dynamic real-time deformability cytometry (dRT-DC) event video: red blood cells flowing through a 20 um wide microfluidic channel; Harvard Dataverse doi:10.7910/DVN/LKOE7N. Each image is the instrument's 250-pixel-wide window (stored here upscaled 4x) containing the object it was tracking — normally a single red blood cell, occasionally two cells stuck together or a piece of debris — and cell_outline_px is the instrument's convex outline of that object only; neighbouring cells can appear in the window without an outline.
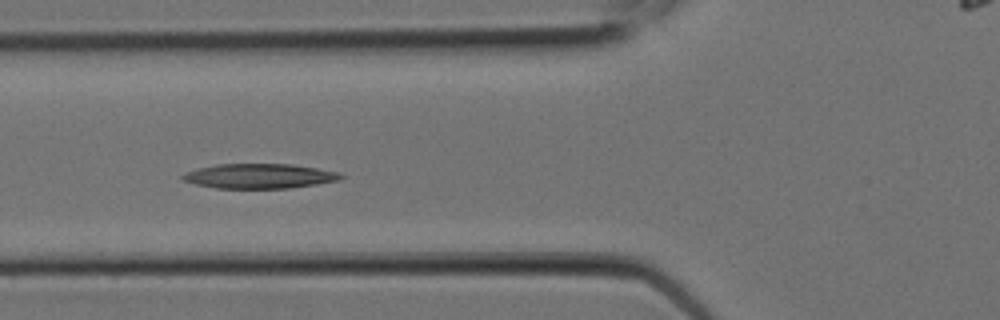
{"species": "Egyptian fruit bat (a non-hibernating species)", "species_latin": "Rousettus aegyptiacus", "temperature_condition": "room temperature", "stored_images_in_passage": 4, "camera_frame_rate_fps": 3000, "um_per_image_px": 0.085, "animal": {"sex": "female"}, "frame": {"image": 1, "passage_image": 3, "time_ms": 0.667, "image_size_px": [1000, 320], "cell_outline_px": [[344, 176], [340, 180], [316, 184], [288, 188], [216, 188], [196, 184], [184, 180], [180, 176], [196, 168], [216, 164], [292, 164], [340, 172]], "centroid_in_image_um": [22.06, 14.96], "position_along_channel_um": 103.7, "area_um2": 22.72}}
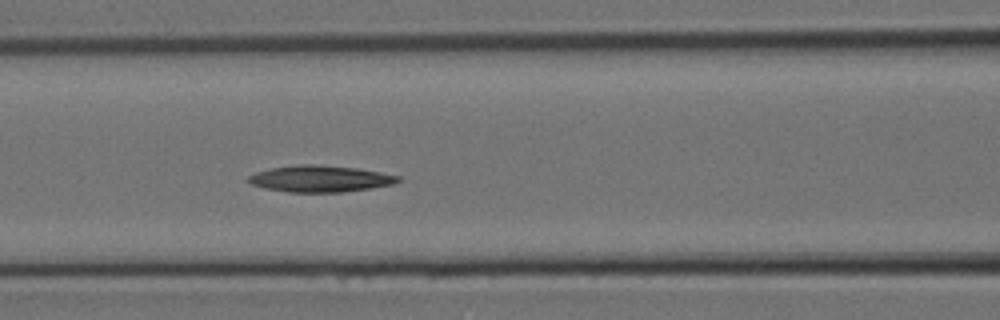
{"frame": {"image": 2, "passage_image": 4, "time_ms": 1.0, "image_size_px": [1000, 320], "cell_outline_px": [[404, 180], [396, 184], [372, 188], [340, 192], [288, 192], [264, 188], [252, 184], [244, 180], [248, 176], [256, 172], [272, 168], [296, 164], [316, 164], [356, 168], [380, 172], [400, 176]], "centroid_in_image_um": [27.24, 15.19], "position_along_channel_um": 139.4, "area_um2": 23.35}}